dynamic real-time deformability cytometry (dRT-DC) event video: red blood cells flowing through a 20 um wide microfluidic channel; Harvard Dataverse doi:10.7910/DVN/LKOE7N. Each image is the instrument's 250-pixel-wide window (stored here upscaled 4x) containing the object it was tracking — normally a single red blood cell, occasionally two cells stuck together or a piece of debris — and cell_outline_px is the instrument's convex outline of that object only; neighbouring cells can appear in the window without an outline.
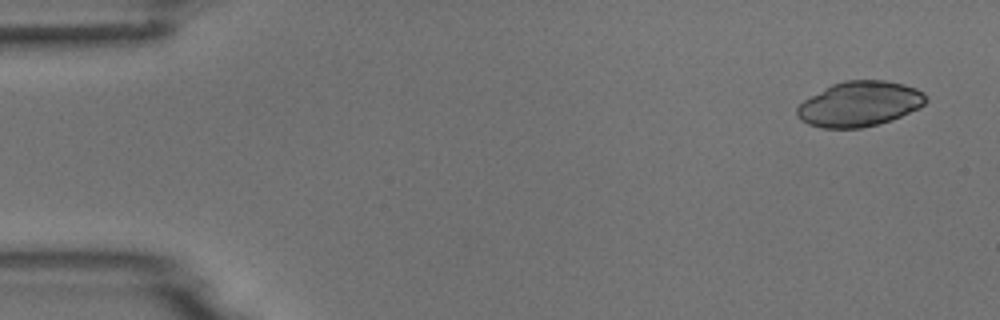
{"species": "common noctule bat (a hibernating species)", "species_latin": "Nyctalus noctula", "temperature_condition": "room temperature", "stored_images_in_passage": 4, "camera_frame_rate_fps": 3000, "um_per_image_px": 0.085, "animal": {"sex": "male", "body_mass_g": 18.8}, "frame": {"image": 1, "passage_image": 1, "time_ms": 0.0, "image_size_px": [1000, 320], "cell_outline_px": [[928, 100], [920, 108], [892, 120], [860, 128], [820, 128], [808, 124], [800, 120], [796, 116], [796, 108], [804, 100], [832, 84], [844, 80], [884, 80], [904, 84], [916, 88], [924, 92]], "centroid_in_image_um": [73.07, 8.83], "position_along_channel_um": 11.9, "area_um2": 33.99}}